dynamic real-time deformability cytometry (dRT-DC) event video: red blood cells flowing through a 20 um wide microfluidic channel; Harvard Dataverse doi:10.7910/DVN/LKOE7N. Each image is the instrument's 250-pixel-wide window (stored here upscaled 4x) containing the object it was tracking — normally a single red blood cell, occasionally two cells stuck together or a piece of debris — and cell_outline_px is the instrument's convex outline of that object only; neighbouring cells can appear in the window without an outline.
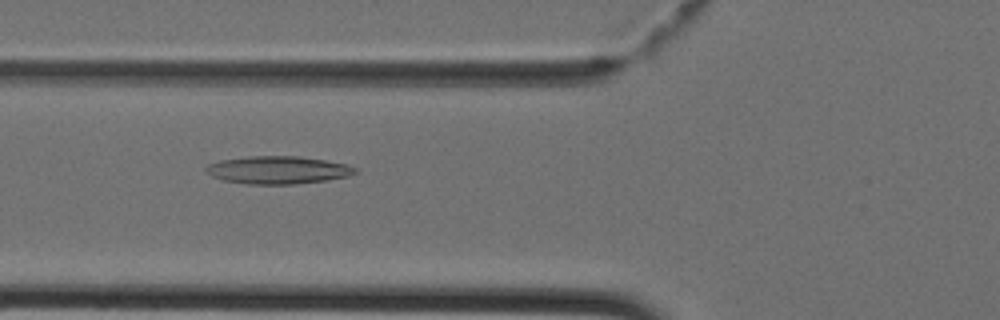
{"species": "Egyptian fruit bat (a non-hibernating species)", "species_latin": "Rousettus aegyptiacus", "temperature_condition": "cold", "stored_images_in_passage": 43, "camera_frame_rate_fps": 3000, "um_per_image_px": 0.085, "animal": {"sex": "female"}, "frame": {"image": 1, "passage_image": 16, "time_ms": 5.0, "image_size_px": [1000, 320], "cell_outline_px": [[356, 172], [348, 176], [328, 180], [296, 184], [248, 184], [224, 180], [212, 176], [204, 172], [204, 168], [208, 164], [220, 160], [248, 156], [296, 156], [324, 160], [348, 164], [356, 168]], "centroid_in_image_um": [23.6, 14.45], "position_along_channel_um": 102.2, "area_um2": 24.16}}
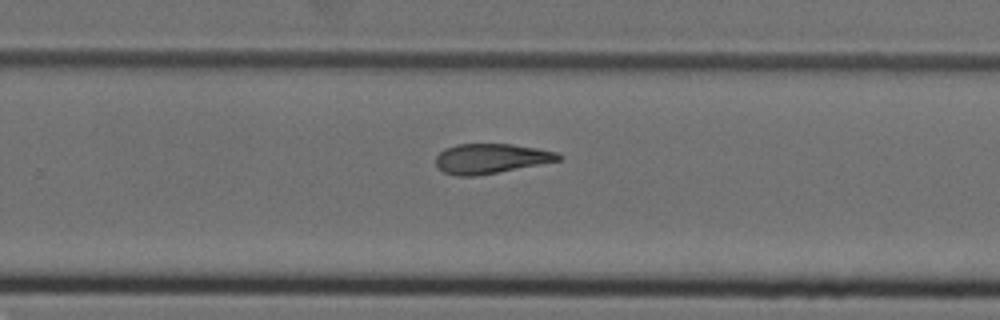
{"frame": {"image": 2, "passage_image": 28, "time_ms": 9.0, "image_size_px": [1000, 320], "cell_outline_px": [[560, 160], [540, 164], [476, 176], [456, 176], [444, 172], [436, 164], [436, 156], [444, 148], [456, 144], [512, 144], [536, 148], [556, 152], [560, 156]], "centroid_in_image_um": [41.68, 13.47], "position_along_channel_um": 288.1, "area_um2": 21.1}}
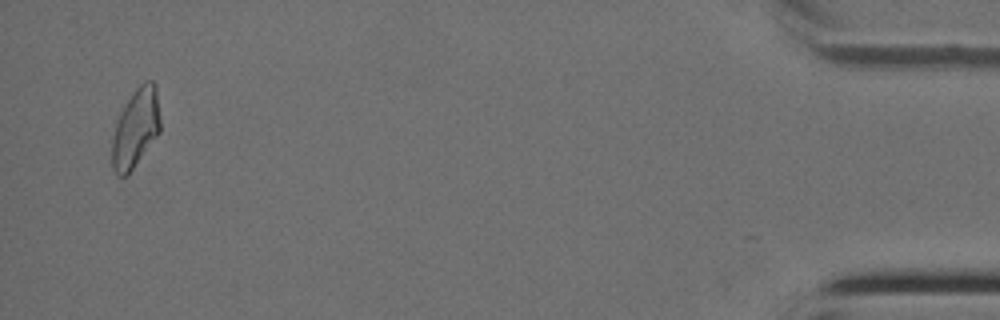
{"frame": {"image": 3, "passage_image": 42, "time_ms": 13.667, "image_size_px": [1000, 320], "cell_outline_px": [[160, 132], [132, 168], [124, 176], [120, 176], [112, 168], [112, 136], [120, 112], [124, 104], [132, 92], [144, 80], [152, 80], [156, 84], [160, 116]], "centroid_in_image_um": [11.54, 10.82], "position_along_channel_um": 423.7, "area_um2": 22.02}}